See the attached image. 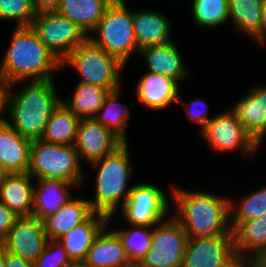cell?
<instances>
[{
	"label": "cell",
	"mask_w": 266,
	"mask_h": 267,
	"mask_svg": "<svg viewBox=\"0 0 266 267\" xmlns=\"http://www.w3.org/2000/svg\"><path fill=\"white\" fill-rule=\"evenodd\" d=\"M173 216L188 238L233 235L230 226V199L207 191L173 187Z\"/></svg>",
	"instance_id": "6da1fadb"
},
{
	"label": "cell",
	"mask_w": 266,
	"mask_h": 267,
	"mask_svg": "<svg viewBox=\"0 0 266 267\" xmlns=\"http://www.w3.org/2000/svg\"><path fill=\"white\" fill-rule=\"evenodd\" d=\"M14 29L0 64V73L11 86L30 79H54L53 73L62 69L61 61L40 40L32 26Z\"/></svg>",
	"instance_id": "7a4b0ae2"
},
{
	"label": "cell",
	"mask_w": 266,
	"mask_h": 267,
	"mask_svg": "<svg viewBox=\"0 0 266 267\" xmlns=\"http://www.w3.org/2000/svg\"><path fill=\"white\" fill-rule=\"evenodd\" d=\"M31 81V82H30ZM14 93L10 86L5 121L21 136L41 139L54 109L61 103L55 80H30Z\"/></svg>",
	"instance_id": "3957f363"
},
{
	"label": "cell",
	"mask_w": 266,
	"mask_h": 267,
	"mask_svg": "<svg viewBox=\"0 0 266 267\" xmlns=\"http://www.w3.org/2000/svg\"><path fill=\"white\" fill-rule=\"evenodd\" d=\"M128 145V142H124L112 153L90 163L97 169V173L94 179V198L89 202L94 212L108 217V224L115 216L119 205L121 204L122 207L132 190V186L128 185L132 180L130 179L132 176L130 164L132 163Z\"/></svg>",
	"instance_id": "277c9868"
},
{
	"label": "cell",
	"mask_w": 266,
	"mask_h": 267,
	"mask_svg": "<svg viewBox=\"0 0 266 267\" xmlns=\"http://www.w3.org/2000/svg\"><path fill=\"white\" fill-rule=\"evenodd\" d=\"M88 39L124 65L134 52L139 53L133 25V11L124 0H114Z\"/></svg>",
	"instance_id": "5b68a950"
},
{
	"label": "cell",
	"mask_w": 266,
	"mask_h": 267,
	"mask_svg": "<svg viewBox=\"0 0 266 267\" xmlns=\"http://www.w3.org/2000/svg\"><path fill=\"white\" fill-rule=\"evenodd\" d=\"M74 145L32 140L28 174L34 179L54 178L82 184L84 170Z\"/></svg>",
	"instance_id": "8992f818"
},
{
	"label": "cell",
	"mask_w": 266,
	"mask_h": 267,
	"mask_svg": "<svg viewBox=\"0 0 266 267\" xmlns=\"http://www.w3.org/2000/svg\"><path fill=\"white\" fill-rule=\"evenodd\" d=\"M61 65L62 69L67 66L77 70L79 78L81 77L79 82L109 88L112 91L122 87L120 75L126 66L89 39L74 49Z\"/></svg>",
	"instance_id": "52a82bcc"
},
{
	"label": "cell",
	"mask_w": 266,
	"mask_h": 267,
	"mask_svg": "<svg viewBox=\"0 0 266 267\" xmlns=\"http://www.w3.org/2000/svg\"><path fill=\"white\" fill-rule=\"evenodd\" d=\"M200 134L211 149L219 153L241 150L242 155L252 158L261 147L245 130L231 108L214 115Z\"/></svg>",
	"instance_id": "ba28073f"
},
{
	"label": "cell",
	"mask_w": 266,
	"mask_h": 267,
	"mask_svg": "<svg viewBox=\"0 0 266 267\" xmlns=\"http://www.w3.org/2000/svg\"><path fill=\"white\" fill-rule=\"evenodd\" d=\"M170 217V218H169ZM188 235L180 223L168 216L153 226L150 249L141 267H182Z\"/></svg>",
	"instance_id": "9c48e42d"
},
{
	"label": "cell",
	"mask_w": 266,
	"mask_h": 267,
	"mask_svg": "<svg viewBox=\"0 0 266 267\" xmlns=\"http://www.w3.org/2000/svg\"><path fill=\"white\" fill-rule=\"evenodd\" d=\"M167 199L158 186L139 183L132 186L120 210L130 226H154L169 216L172 206Z\"/></svg>",
	"instance_id": "30bf717a"
},
{
	"label": "cell",
	"mask_w": 266,
	"mask_h": 267,
	"mask_svg": "<svg viewBox=\"0 0 266 267\" xmlns=\"http://www.w3.org/2000/svg\"><path fill=\"white\" fill-rule=\"evenodd\" d=\"M32 28L61 62L88 39L86 33L76 23L58 12L37 14Z\"/></svg>",
	"instance_id": "8fae6325"
},
{
	"label": "cell",
	"mask_w": 266,
	"mask_h": 267,
	"mask_svg": "<svg viewBox=\"0 0 266 267\" xmlns=\"http://www.w3.org/2000/svg\"><path fill=\"white\" fill-rule=\"evenodd\" d=\"M182 267H245L238 259L233 235L188 238Z\"/></svg>",
	"instance_id": "7c38bea8"
},
{
	"label": "cell",
	"mask_w": 266,
	"mask_h": 267,
	"mask_svg": "<svg viewBox=\"0 0 266 267\" xmlns=\"http://www.w3.org/2000/svg\"><path fill=\"white\" fill-rule=\"evenodd\" d=\"M48 241L43 221L35 216H22L17 218L0 245L7 251L34 263Z\"/></svg>",
	"instance_id": "4fadbf2b"
},
{
	"label": "cell",
	"mask_w": 266,
	"mask_h": 267,
	"mask_svg": "<svg viewBox=\"0 0 266 267\" xmlns=\"http://www.w3.org/2000/svg\"><path fill=\"white\" fill-rule=\"evenodd\" d=\"M123 143L118 136L94 118L80 119L74 146L81 163V158L86 159L89 164L102 159Z\"/></svg>",
	"instance_id": "5bb4252c"
},
{
	"label": "cell",
	"mask_w": 266,
	"mask_h": 267,
	"mask_svg": "<svg viewBox=\"0 0 266 267\" xmlns=\"http://www.w3.org/2000/svg\"><path fill=\"white\" fill-rule=\"evenodd\" d=\"M238 259L246 265L266 253V212L253 220L230 221Z\"/></svg>",
	"instance_id": "9a60e30c"
},
{
	"label": "cell",
	"mask_w": 266,
	"mask_h": 267,
	"mask_svg": "<svg viewBox=\"0 0 266 267\" xmlns=\"http://www.w3.org/2000/svg\"><path fill=\"white\" fill-rule=\"evenodd\" d=\"M249 90L231 109L245 130L261 146L266 134V85L254 86Z\"/></svg>",
	"instance_id": "2e32d148"
},
{
	"label": "cell",
	"mask_w": 266,
	"mask_h": 267,
	"mask_svg": "<svg viewBox=\"0 0 266 267\" xmlns=\"http://www.w3.org/2000/svg\"><path fill=\"white\" fill-rule=\"evenodd\" d=\"M136 84L137 99L151 110L170 107L180 94V83L177 80L149 71Z\"/></svg>",
	"instance_id": "e0dca14e"
},
{
	"label": "cell",
	"mask_w": 266,
	"mask_h": 267,
	"mask_svg": "<svg viewBox=\"0 0 266 267\" xmlns=\"http://www.w3.org/2000/svg\"><path fill=\"white\" fill-rule=\"evenodd\" d=\"M38 186H34L33 216L43 221L46 217L58 212L61 206L68 204L70 190L79 184L54 178H38ZM71 188V189H70Z\"/></svg>",
	"instance_id": "ac0fdd59"
},
{
	"label": "cell",
	"mask_w": 266,
	"mask_h": 267,
	"mask_svg": "<svg viewBox=\"0 0 266 267\" xmlns=\"http://www.w3.org/2000/svg\"><path fill=\"white\" fill-rule=\"evenodd\" d=\"M138 55L145 58L149 72L171 77L179 83L190 78L191 73L185 67L174 40L170 43L144 47L139 50Z\"/></svg>",
	"instance_id": "d6986e66"
},
{
	"label": "cell",
	"mask_w": 266,
	"mask_h": 267,
	"mask_svg": "<svg viewBox=\"0 0 266 267\" xmlns=\"http://www.w3.org/2000/svg\"><path fill=\"white\" fill-rule=\"evenodd\" d=\"M32 140L0 120V164L11 173H28Z\"/></svg>",
	"instance_id": "ffe728a7"
},
{
	"label": "cell",
	"mask_w": 266,
	"mask_h": 267,
	"mask_svg": "<svg viewBox=\"0 0 266 267\" xmlns=\"http://www.w3.org/2000/svg\"><path fill=\"white\" fill-rule=\"evenodd\" d=\"M106 224L94 239L84 262L90 267H128L131 264L118 234Z\"/></svg>",
	"instance_id": "44dd1931"
},
{
	"label": "cell",
	"mask_w": 266,
	"mask_h": 267,
	"mask_svg": "<svg viewBox=\"0 0 266 267\" xmlns=\"http://www.w3.org/2000/svg\"><path fill=\"white\" fill-rule=\"evenodd\" d=\"M133 25L138 49L172 42V27L161 12L150 9L133 10Z\"/></svg>",
	"instance_id": "7402d4cb"
},
{
	"label": "cell",
	"mask_w": 266,
	"mask_h": 267,
	"mask_svg": "<svg viewBox=\"0 0 266 267\" xmlns=\"http://www.w3.org/2000/svg\"><path fill=\"white\" fill-rule=\"evenodd\" d=\"M106 224H108V217L94 212L86 221L57 241L64 247L72 261H84L94 239Z\"/></svg>",
	"instance_id": "603a6c76"
},
{
	"label": "cell",
	"mask_w": 266,
	"mask_h": 267,
	"mask_svg": "<svg viewBox=\"0 0 266 267\" xmlns=\"http://www.w3.org/2000/svg\"><path fill=\"white\" fill-rule=\"evenodd\" d=\"M94 213L89 199L74 198L60 210L43 220L49 240L57 241L77 225L86 221Z\"/></svg>",
	"instance_id": "cb8c5ba5"
},
{
	"label": "cell",
	"mask_w": 266,
	"mask_h": 267,
	"mask_svg": "<svg viewBox=\"0 0 266 267\" xmlns=\"http://www.w3.org/2000/svg\"><path fill=\"white\" fill-rule=\"evenodd\" d=\"M33 179L28 173H11L0 186V201L19 217L33 216Z\"/></svg>",
	"instance_id": "d4e9b609"
},
{
	"label": "cell",
	"mask_w": 266,
	"mask_h": 267,
	"mask_svg": "<svg viewBox=\"0 0 266 267\" xmlns=\"http://www.w3.org/2000/svg\"><path fill=\"white\" fill-rule=\"evenodd\" d=\"M114 0H62L58 13L76 23L87 36Z\"/></svg>",
	"instance_id": "484cf974"
},
{
	"label": "cell",
	"mask_w": 266,
	"mask_h": 267,
	"mask_svg": "<svg viewBox=\"0 0 266 267\" xmlns=\"http://www.w3.org/2000/svg\"><path fill=\"white\" fill-rule=\"evenodd\" d=\"M80 119L61 102L51 114L41 140L51 144L74 145Z\"/></svg>",
	"instance_id": "4316f807"
},
{
	"label": "cell",
	"mask_w": 266,
	"mask_h": 267,
	"mask_svg": "<svg viewBox=\"0 0 266 267\" xmlns=\"http://www.w3.org/2000/svg\"><path fill=\"white\" fill-rule=\"evenodd\" d=\"M70 100L63 102L79 119L94 118L112 91L109 88L78 82Z\"/></svg>",
	"instance_id": "83f0119b"
},
{
	"label": "cell",
	"mask_w": 266,
	"mask_h": 267,
	"mask_svg": "<svg viewBox=\"0 0 266 267\" xmlns=\"http://www.w3.org/2000/svg\"><path fill=\"white\" fill-rule=\"evenodd\" d=\"M228 2V22L234 24L236 31L253 38L260 31L264 0H228Z\"/></svg>",
	"instance_id": "f1b7e54d"
},
{
	"label": "cell",
	"mask_w": 266,
	"mask_h": 267,
	"mask_svg": "<svg viewBox=\"0 0 266 267\" xmlns=\"http://www.w3.org/2000/svg\"><path fill=\"white\" fill-rule=\"evenodd\" d=\"M121 91L122 88L110 92L104 104L94 116V119L111 130L123 142H128L126 133L128 131V121L130 120V110L118 101V97L121 96Z\"/></svg>",
	"instance_id": "f546056e"
},
{
	"label": "cell",
	"mask_w": 266,
	"mask_h": 267,
	"mask_svg": "<svg viewBox=\"0 0 266 267\" xmlns=\"http://www.w3.org/2000/svg\"><path fill=\"white\" fill-rule=\"evenodd\" d=\"M152 228V229H151ZM121 239L131 264L139 265L151 248L153 226H134L114 230Z\"/></svg>",
	"instance_id": "4dcf8cb0"
},
{
	"label": "cell",
	"mask_w": 266,
	"mask_h": 267,
	"mask_svg": "<svg viewBox=\"0 0 266 267\" xmlns=\"http://www.w3.org/2000/svg\"><path fill=\"white\" fill-rule=\"evenodd\" d=\"M192 18L200 27L216 28L228 23V0H192Z\"/></svg>",
	"instance_id": "1f68e13d"
},
{
	"label": "cell",
	"mask_w": 266,
	"mask_h": 267,
	"mask_svg": "<svg viewBox=\"0 0 266 267\" xmlns=\"http://www.w3.org/2000/svg\"><path fill=\"white\" fill-rule=\"evenodd\" d=\"M239 199L235 201L230 199V221L253 220L266 212V186L264 185L261 189Z\"/></svg>",
	"instance_id": "d6a6232c"
},
{
	"label": "cell",
	"mask_w": 266,
	"mask_h": 267,
	"mask_svg": "<svg viewBox=\"0 0 266 267\" xmlns=\"http://www.w3.org/2000/svg\"><path fill=\"white\" fill-rule=\"evenodd\" d=\"M36 16L34 0H0V20H16V27H30Z\"/></svg>",
	"instance_id": "836d02e7"
},
{
	"label": "cell",
	"mask_w": 266,
	"mask_h": 267,
	"mask_svg": "<svg viewBox=\"0 0 266 267\" xmlns=\"http://www.w3.org/2000/svg\"><path fill=\"white\" fill-rule=\"evenodd\" d=\"M71 261L68 253L58 241L49 240L34 265L35 267H66Z\"/></svg>",
	"instance_id": "e575fe53"
},
{
	"label": "cell",
	"mask_w": 266,
	"mask_h": 267,
	"mask_svg": "<svg viewBox=\"0 0 266 267\" xmlns=\"http://www.w3.org/2000/svg\"><path fill=\"white\" fill-rule=\"evenodd\" d=\"M181 97L182 96H180L179 94L177 101L180 102L181 105L184 106L186 114L188 115L190 120L200 125L199 129L201 132L205 128V125L213 118V116L208 117L209 107L204 105L205 102L204 103L202 102L204 101V99L201 97L195 98L191 102H188V103H185V101H183Z\"/></svg>",
	"instance_id": "d590c367"
},
{
	"label": "cell",
	"mask_w": 266,
	"mask_h": 267,
	"mask_svg": "<svg viewBox=\"0 0 266 267\" xmlns=\"http://www.w3.org/2000/svg\"><path fill=\"white\" fill-rule=\"evenodd\" d=\"M18 217L4 202L0 201V244L7 237Z\"/></svg>",
	"instance_id": "8d00e7d4"
},
{
	"label": "cell",
	"mask_w": 266,
	"mask_h": 267,
	"mask_svg": "<svg viewBox=\"0 0 266 267\" xmlns=\"http://www.w3.org/2000/svg\"><path fill=\"white\" fill-rule=\"evenodd\" d=\"M11 83L0 73V120H5Z\"/></svg>",
	"instance_id": "74e56055"
},
{
	"label": "cell",
	"mask_w": 266,
	"mask_h": 267,
	"mask_svg": "<svg viewBox=\"0 0 266 267\" xmlns=\"http://www.w3.org/2000/svg\"><path fill=\"white\" fill-rule=\"evenodd\" d=\"M62 0H34L37 14L57 12Z\"/></svg>",
	"instance_id": "f35d334b"
},
{
	"label": "cell",
	"mask_w": 266,
	"mask_h": 267,
	"mask_svg": "<svg viewBox=\"0 0 266 267\" xmlns=\"http://www.w3.org/2000/svg\"><path fill=\"white\" fill-rule=\"evenodd\" d=\"M5 267H35L34 263L5 249Z\"/></svg>",
	"instance_id": "ab89813d"
},
{
	"label": "cell",
	"mask_w": 266,
	"mask_h": 267,
	"mask_svg": "<svg viewBox=\"0 0 266 267\" xmlns=\"http://www.w3.org/2000/svg\"><path fill=\"white\" fill-rule=\"evenodd\" d=\"M262 20L260 31L252 38L257 43L264 45L266 42V0L263 2L262 6Z\"/></svg>",
	"instance_id": "60d3db41"
},
{
	"label": "cell",
	"mask_w": 266,
	"mask_h": 267,
	"mask_svg": "<svg viewBox=\"0 0 266 267\" xmlns=\"http://www.w3.org/2000/svg\"><path fill=\"white\" fill-rule=\"evenodd\" d=\"M245 267H266V253L251 259Z\"/></svg>",
	"instance_id": "b9f144b4"
},
{
	"label": "cell",
	"mask_w": 266,
	"mask_h": 267,
	"mask_svg": "<svg viewBox=\"0 0 266 267\" xmlns=\"http://www.w3.org/2000/svg\"><path fill=\"white\" fill-rule=\"evenodd\" d=\"M10 172L0 164V186L3 181L9 176Z\"/></svg>",
	"instance_id": "7bdbcfd3"
},
{
	"label": "cell",
	"mask_w": 266,
	"mask_h": 267,
	"mask_svg": "<svg viewBox=\"0 0 266 267\" xmlns=\"http://www.w3.org/2000/svg\"><path fill=\"white\" fill-rule=\"evenodd\" d=\"M66 267H90L84 261H71Z\"/></svg>",
	"instance_id": "ee69618b"
},
{
	"label": "cell",
	"mask_w": 266,
	"mask_h": 267,
	"mask_svg": "<svg viewBox=\"0 0 266 267\" xmlns=\"http://www.w3.org/2000/svg\"><path fill=\"white\" fill-rule=\"evenodd\" d=\"M0 267H5V249L0 245Z\"/></svg>",
	"instance_id": "f6af8a7d"
},
{
	"label": "cell",
	"mask_w": 266,
	"mask_h": 267,
	"mask_svg": "<svg viewBox=\"0 0 266 267\" xmlns=\"http://www.w3.org/2000/svg\"><path fill=\"white\" fill-rule=\"evenodd\" d=\"M128 267H141V266L140 265H137V264H132V265H130Z\"/></svg>",
	"instance_id": "bcb514c9"
}]
</instances>
